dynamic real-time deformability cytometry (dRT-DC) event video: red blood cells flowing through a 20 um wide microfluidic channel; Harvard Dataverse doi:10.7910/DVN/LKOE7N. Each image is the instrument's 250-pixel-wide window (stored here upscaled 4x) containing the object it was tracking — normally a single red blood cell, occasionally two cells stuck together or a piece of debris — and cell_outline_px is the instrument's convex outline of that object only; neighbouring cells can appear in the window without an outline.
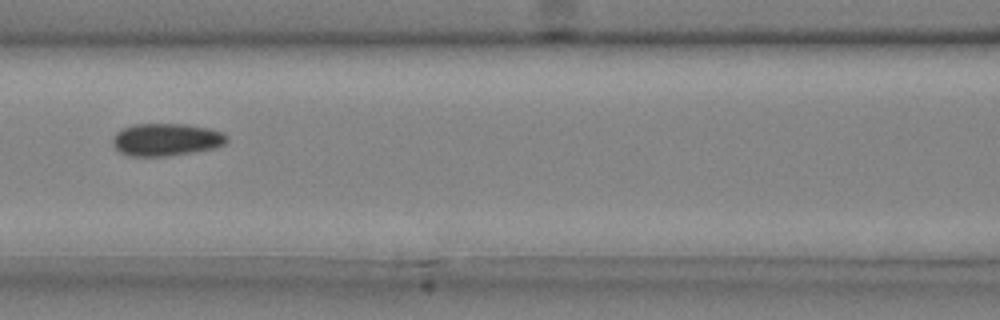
{"species": "common noctule bat (a hibernating species)", "species_latin": "Nyctalus noctula", "temperature_condition": "cold", "stored_images_in_passage": 6, "camera_frame_rate_fps": 3000, "um_per_image_px": 0.085, "animal": {"sex": "male", "body_mass_g": 20.4}, "frame": {"image": 1, "passage_image": 6, "time_ms": 1.667, "image_size_px": [1000, 320], "cell_outline_px": [[228, 140], [224, 144], [212, 148], [168, 156], [128, 156], [120, 152], [112, 144], [112, 136], [116, 132], [124, 128], [136, 124], [188, 124], [208, 128], [224, 132], [228, 136]], "centroid_in_image_um": [14.11, 11.86], "position_along_channel_um": 152.5, "area_um2": 21.62}}